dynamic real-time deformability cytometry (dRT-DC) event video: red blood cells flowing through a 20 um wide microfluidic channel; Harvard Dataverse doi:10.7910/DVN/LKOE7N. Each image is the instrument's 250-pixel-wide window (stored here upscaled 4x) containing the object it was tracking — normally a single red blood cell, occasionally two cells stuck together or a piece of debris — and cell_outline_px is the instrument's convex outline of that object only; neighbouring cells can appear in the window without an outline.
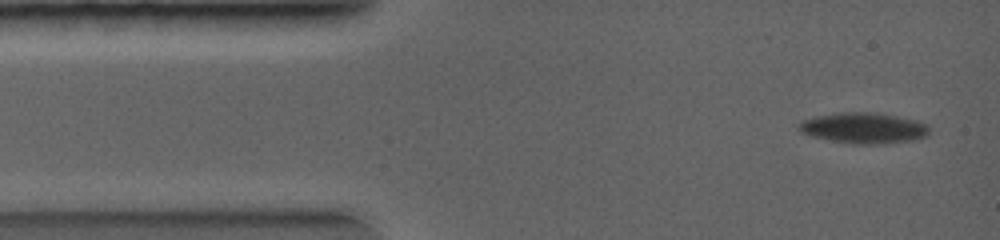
{"species": "common noctule bat (a hibernating species)", "species_latin": "Nyctalus noctula", "temperature_condition": "warm", "stored_images_in_passage": 4, "camera_frame_rate_fps": 5000, "um_per_image_px": 0.085, "animal": {"sex": "female", "body_mass_g": 19.0, "forearm_length_mm": 56.7}, "frame": {"image": 1, "passage_image": 1, "time_ms": 0.0, "image_size_px": [1000, 240], "cell_outline_px": [[928, 136], [912, 140], [876, 144], [852, 144], [812, 136], [800, 132], [800, 120], [816, 116], [840, 112], [876, 112], [916, 120], [928, 124]], "centroid_in_image_um": [73.42, 10.87], "position_along_channel_um": 11.6, "area_um2": 23.29}}
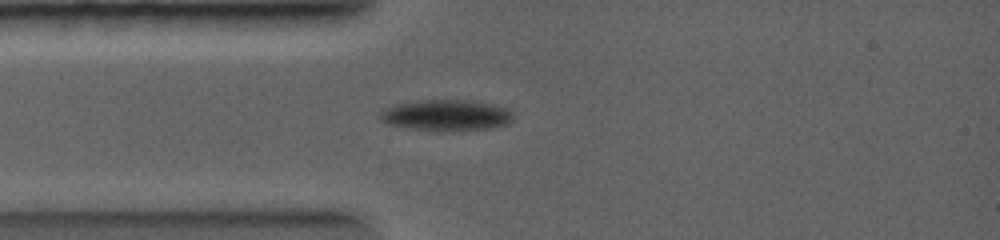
{"frame": {"image": 2, "passage_image": 4, "time_ms": 1.8, "image_size_px": [1000, 240], "cell_outline_px": [[512, 120], [508, 124], [496, 128], [412, 128], [388, 124], [380, 120], [380, 112], [384, 108], [392, 104], [420, 100], [472, 100], [492, 104], [508, 108], [512, 112]], "centroid_in_image_um": [37.93, 9.74], "position_along_channel_um": 47.1, "area_um2": 23.35}}